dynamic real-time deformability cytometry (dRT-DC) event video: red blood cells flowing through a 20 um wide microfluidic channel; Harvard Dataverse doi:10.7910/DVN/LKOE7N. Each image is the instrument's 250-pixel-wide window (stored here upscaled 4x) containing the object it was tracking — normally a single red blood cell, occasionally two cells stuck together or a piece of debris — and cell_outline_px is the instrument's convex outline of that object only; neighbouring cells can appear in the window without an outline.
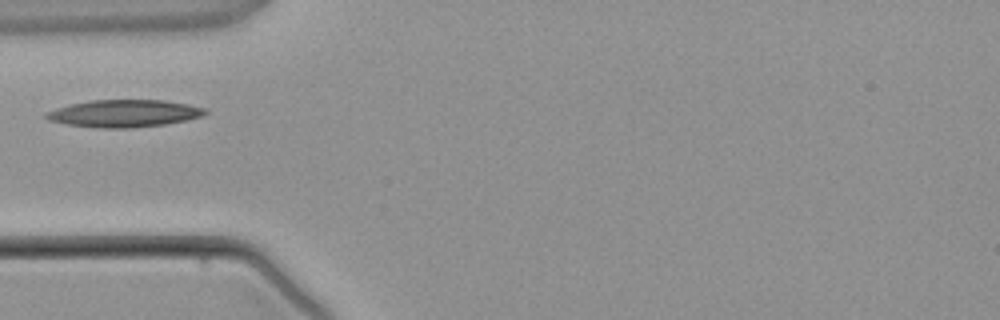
{"species": "common noctule bat (a hibernating species)", "species_latin": "Nyctalus noctula", "temperature_condition": "warm", "stored_images_in_passage": 1, "camera_frame_rate_fps": 3000, "um_per_image_px": 0.085, "animal": {"sex": "male", "body_mass_g": 21.5, "forearm_length_mm": 52.0}, "frame": {"image": 1, "passage_image": 1, "time_ms": 0.0, "image_size_px": [1000, 320], "cell_outline_px": [[208, 112], [200, 116], [188, 120], [164, 124], [132, 128], [96, 128], [64, 124], [48, 120], [44, 116], [44, 112], [56, 108], [72, 104], [92, 100], [164, 100], [188, 104], [208, 108]], "centroid_in_image_um": [10.54, 9.64], "position_along_channel_um": 74.5, "area_um2": 25.49}}